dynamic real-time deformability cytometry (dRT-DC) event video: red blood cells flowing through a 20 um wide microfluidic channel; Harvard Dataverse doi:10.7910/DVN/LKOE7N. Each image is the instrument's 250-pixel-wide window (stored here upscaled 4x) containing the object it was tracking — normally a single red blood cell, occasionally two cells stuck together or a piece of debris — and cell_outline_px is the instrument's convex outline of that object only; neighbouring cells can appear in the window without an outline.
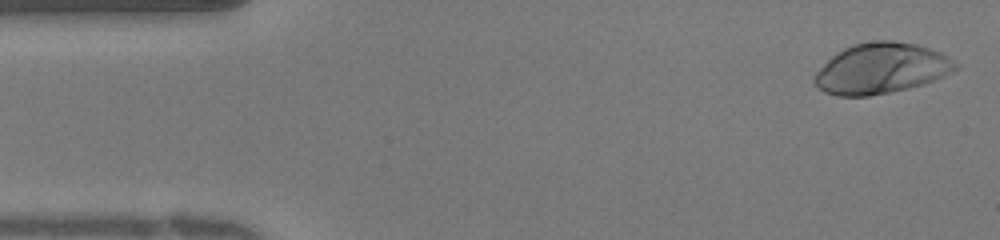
{"species": "human", "species_latin": "Homo sapiens", "temperature_condition": "warm", "stored_images_in_passage": 37, "camera_frame_rate_fps": 3000, "um_per_image_px": 0.085, "donor": {"sex": "female"}, "frame": {"image": 1, "passage_image": 1, "time_ms": 0.0, "image_size_px": [1000, 240], "cell_outline_px": [[960, 68], [944, 76], [924, 84], [908, 88], [868, 96], [836, 96], [824, 92], [812, 80], [816, 72], [836, 52], [852, 44], [876, 40], [892, 40], [916, 44], [940, 52], [948, 56], [960, 64]], "centroid_in_image_um": [74.93, 5.81], "position_along_channel_um": 10.1, "area_um2": 41.67}}
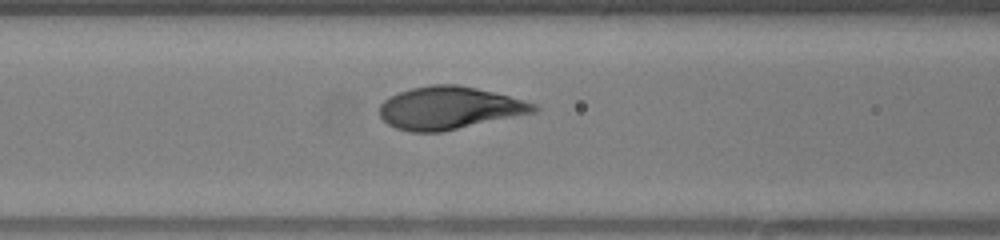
{"frame": {"image": 2, "passage_image": 14, "time_ms": 4.333, "image_size_px": [1000, 240], "cell_outline_px": [[540, 108], [536, 112], [440, 132], [412, 132], [396, 128], [388, 124], [380, 116], [380, 104], [384, 100], [400, 92], [412, 88], [432, 84], [456, 84], [476, 88], [508, 96], [536, 104]], "centroid_in_image_um": [38.18, 9.18], "position_along_channel_um": 128.4, "area_um2": 37.92}}
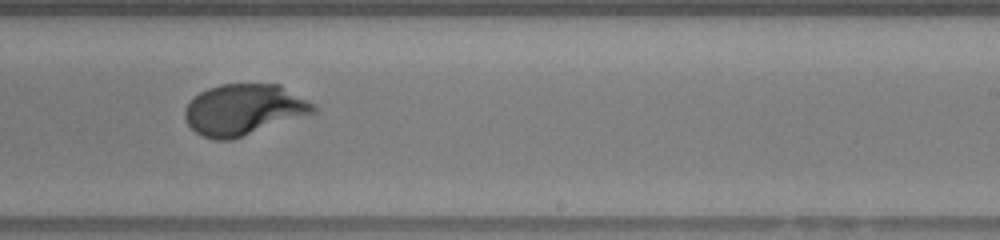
{"frame": {"image": 3, "passage_image": 22, "time_ms": 7.0, "image_size_px": [1000, 240], "cell_outline_px": [[316, 112], [232, 140], [212, 140], [200, 136], [188, 124], [184, 116], [184, 108], [200, 92], [208, 88], [220, 84], [280, 84], [316, 104]], "centroid_in_image_um": [20.73, 9.32], "position_along_channel_um": 268.3, "area_um2": 38.32}}